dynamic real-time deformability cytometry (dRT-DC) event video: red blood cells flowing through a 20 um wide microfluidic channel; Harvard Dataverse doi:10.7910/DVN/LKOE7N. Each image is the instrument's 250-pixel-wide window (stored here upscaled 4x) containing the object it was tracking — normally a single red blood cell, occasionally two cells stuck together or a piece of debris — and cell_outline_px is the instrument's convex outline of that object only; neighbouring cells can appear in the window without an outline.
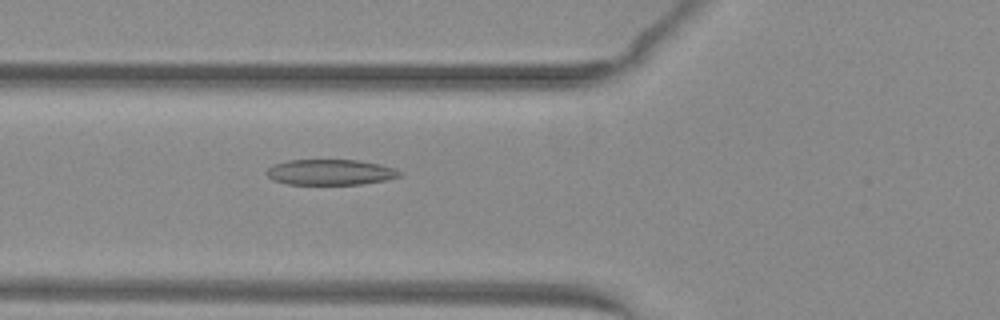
{"species": "common noctule bat (a hibernating species)", "species_latin": "Nyctalus noctula", "temperature_condition": "warm", "stored_images_in_passage": 52, "camera_frame_rate_fps": 3000, "um_per_image_px": 0.085, "animal": {"sex": "female", "body_mass_g": 29.2, "forearm_length_mm": 56.3}, "frame": {"image": 1, "passage_image": 20, "time_ms": 6.333, "image_size_px": [1000, 320], "cell_outline_px": [[400, 176], [388, 180], [360, 184], [288, 184], [272, 180], [264, 172], [272, 164], [288, 160], [356, 160], [380, 164], [392, 168], [400, 172]], "centroid_in_image_um": [28.02, 14.63], "position_along_channel_um": 97.8, "area_um2": 19.83}}
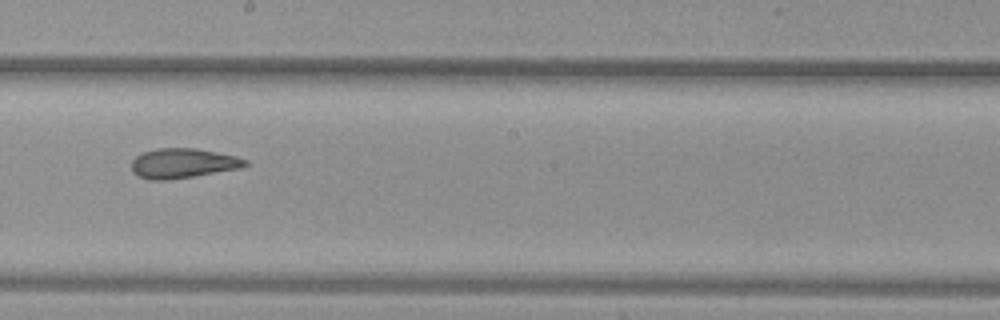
{"frame": {"image": 2, "passage_image": 30, "time_ms": 9.667, "image_size_px": [1000, 320], "cell_outline_px": [[248, 164], [240, 168], [168, 180], [148, 180], [132, 172], [132, 160], [136, 156], [144, 152], [156, 148], [196, 148], [236, 156], [248, 160]], "centroid_in_image_um": [15.53, 13.87], "position_along_channel_um": 232.7, "area_um2": 19.59}}
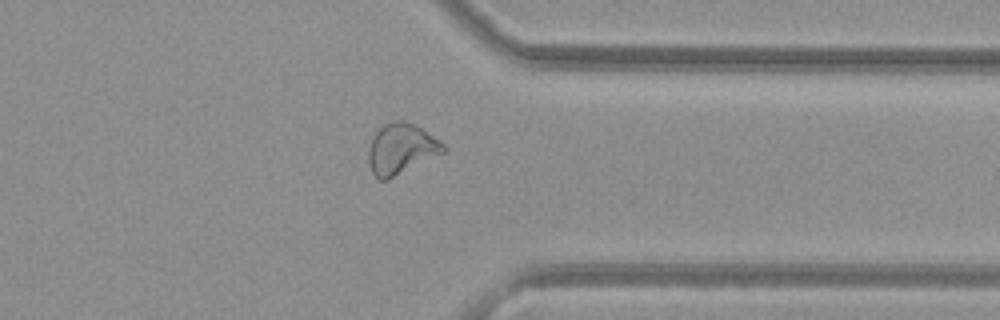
{"frame": {"image": 3, "passage_image": 41, "time_ms": 13.333, "image_size_px": [1000, 320], "cell_outline_px": [[448, 148], [444, 152], [388, 180], [380, 180], [372, 172], [368, 160], [368, 152], [372, 136], [384, 124], [392, 120], [404, 120], [416, 124], [440, 140]], "centroid_in_image_um": [34.11, 12.63], "position_along_channel_um": 377.3, "area_um2": 22.2}, "authors_computed_cell_mechanics": {"area_um2": 22.3397, "velocity_mm_per_s": 4.0325, "shape_relaxation_time_tau1_ms": null, "shape_relaxation_time_tau2_ms": 1.9091, "deformation_change_tau1": null, "deformation_change_tau2": 0.0957}}